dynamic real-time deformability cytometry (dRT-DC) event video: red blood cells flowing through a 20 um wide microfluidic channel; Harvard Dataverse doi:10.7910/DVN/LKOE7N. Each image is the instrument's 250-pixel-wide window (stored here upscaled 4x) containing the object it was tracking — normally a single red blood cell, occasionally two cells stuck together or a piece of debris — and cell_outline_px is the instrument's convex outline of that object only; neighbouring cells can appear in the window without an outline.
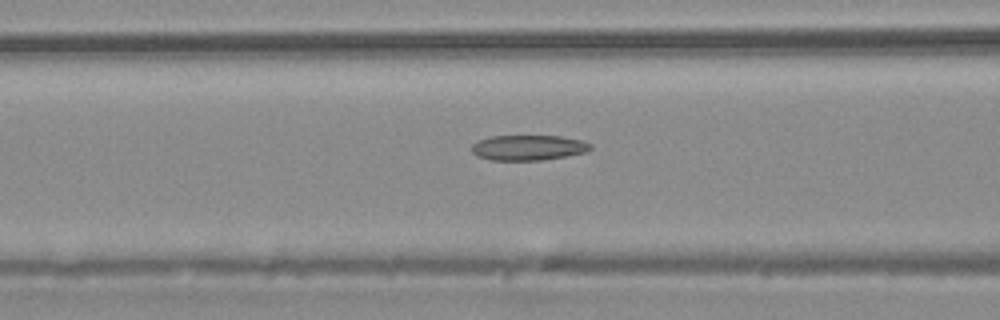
{"species": "common noctule bat (a hibernating species)", "species_latin": "Nyctalus noctula", "temperature_condition": "warm", "stored_images_in_passage": 36, "camera_frame_rate_fps": 3000, "um_per_image_px": 0.085, "animal": {"sex": "male", "body_mass_g": 20.4}, "frame": {"image": 1, "passage_image": 18, "time_ms": 5.667, "image_size_px": [1000, 320], "cell_outline_px": [[592, 148], [588, 152], [544, 160], [492, 160], [476, 156], [472, 152], [472, 144], [480, 140], [492, 136], [560, 136], [584, 140], [592, 144]], "centroid_in_image_um": [44.96, 12.55], "position_along_channel_um": 121.6, "area_um2": 17.63}}
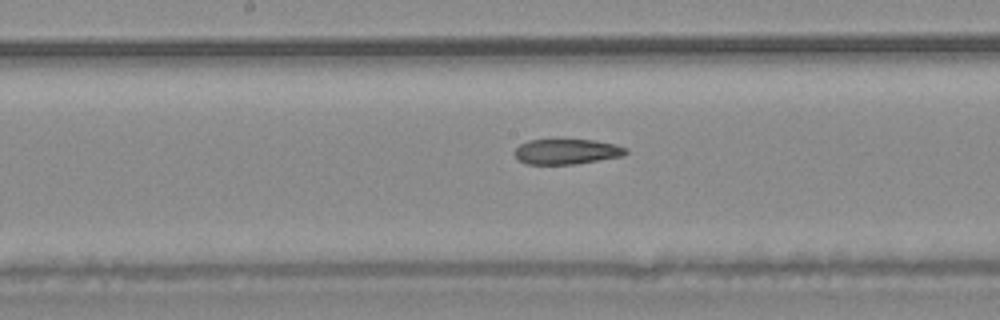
{"frame": {"image": 2, "passage_image": 23, "time_ms": 7.333, "image_size_px": [1000, 320], "cell_outline_px": [[628, 152], [624, 156], [576, 164], [528, 164], [516, 160], [516, 148], [520, 144], [528, 140], [596, 140], [616, 144], [628, 148]], "centroid_in_image_um": [48.21, 12.89], "position_along_channel_um": 200.0, "area_um2": 16.47}}
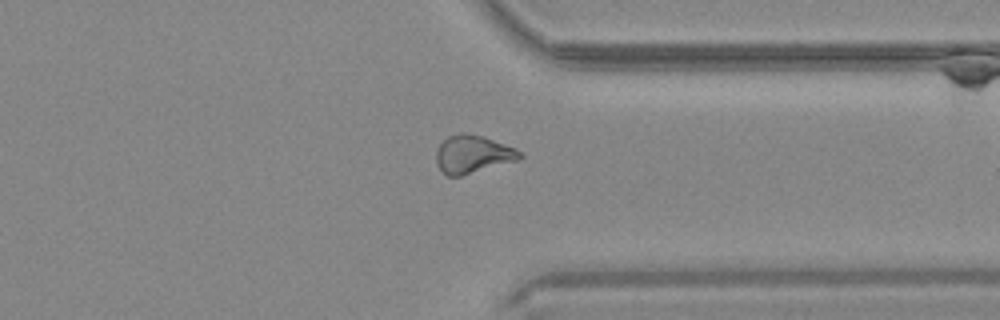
{"frame": {"image": 3, "passage_image": 34, "time_ms": 11.0, "image_size_px": [1000, 320], "cell_outline_px": [[524, 156], [520, 160], [460, 176], [448, 176], [440, 172], [436, 164], [436, 148], [448, 136], [460, 132], [464, 132], [484, 136], [516, 148]], "centroid_in_image_um": [40.18, 13.11], "position_along_channel_um": 371.2, "area_um2": 18.84}}